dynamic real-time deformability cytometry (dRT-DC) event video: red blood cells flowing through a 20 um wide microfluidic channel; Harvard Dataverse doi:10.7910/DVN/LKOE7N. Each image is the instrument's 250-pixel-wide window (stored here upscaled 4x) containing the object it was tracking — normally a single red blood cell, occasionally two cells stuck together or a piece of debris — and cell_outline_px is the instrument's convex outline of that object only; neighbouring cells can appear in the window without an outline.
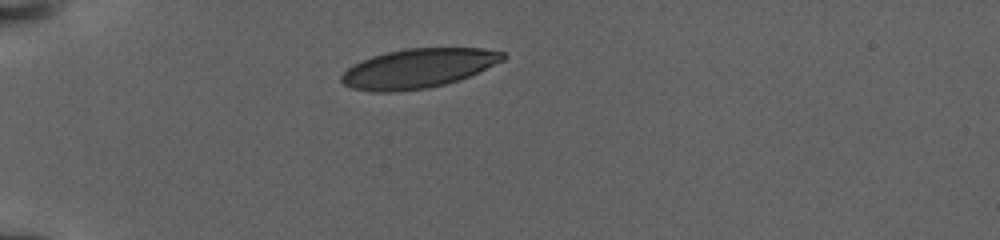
{"species": "human", "species_latin": "Homo sapiens", "temperature_condition": "warm", "stored_images_in_passage": 6, "camera_frame_rate_fps": 3000, "um_per_image_px": 0.085, "donor": {"sex": "female"}, "frame": {"image": 1, "passage_image": 1, "time_ms": 0.0, "image_size_px": [1000, 240], "cell_outline_px": [[508, 56], [504, 60], [460, 80], [428, 88], [396, 92], [372, 92], [352, 88], [344, 84], [340, 80], [340, 76], [352, 64], [360, 60], [372, 56], [388, 52], [408, 48], [480, 48], [504, 52]], "centroid_in_image_um": [35.53, 5.81], "position_along_channel_um": 49.5, "area_um2": 37.11}}